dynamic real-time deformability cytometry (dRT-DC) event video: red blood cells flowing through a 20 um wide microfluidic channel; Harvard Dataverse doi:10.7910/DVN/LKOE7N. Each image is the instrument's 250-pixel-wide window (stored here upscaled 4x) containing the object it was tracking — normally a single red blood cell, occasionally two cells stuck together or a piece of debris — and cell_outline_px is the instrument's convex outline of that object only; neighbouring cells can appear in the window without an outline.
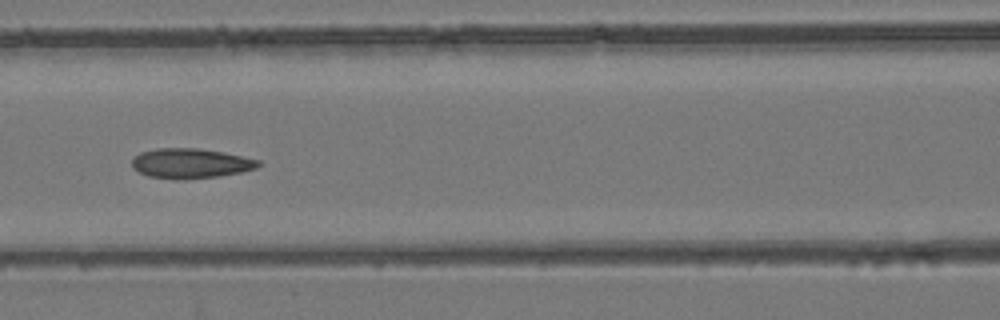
{"species": "common noctule bat (a hibernating species)", "species_latin": "Nyctalus noctula", "temperature_condition": "room temperature", "stored_images_in_passage": 6, "camera_frame_rate_fps": 3000, "um_per_image_px": 0.085, "animal": {"sex": "female", "body_mass_g": 24.6, "forearm_length_mm": 56.2}, "frame": {"image": 1, "passage_image": 6, "time_ms": 6.667, "image_size_px": [1000, 320], "cell_outline_px": [[260, 164], [256, 168], [240, 172], [220, 176], [184, 180], [176, 180], [148, 176], [132, 168], [132, 160], [140, 152], [156, 148], [196, 148], [224, 152], [260, 160]], "centroid_in_image_um": [16.19, 13.89], "position_along_channel_um": 150.4, "area_um2": 22.14}}